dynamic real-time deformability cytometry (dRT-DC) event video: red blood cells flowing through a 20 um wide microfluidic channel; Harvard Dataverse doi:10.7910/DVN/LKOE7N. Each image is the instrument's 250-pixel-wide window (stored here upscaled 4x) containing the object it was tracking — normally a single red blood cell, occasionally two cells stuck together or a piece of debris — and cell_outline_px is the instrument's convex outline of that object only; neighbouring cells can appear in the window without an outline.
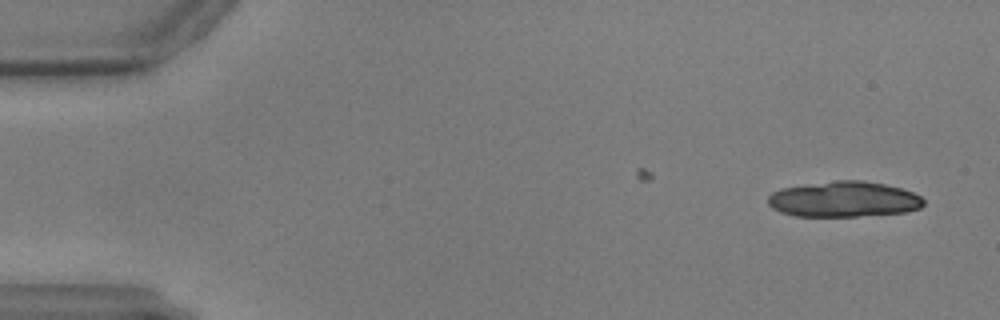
{"species": "common noctule bat (a hibernating species)", "species_latin": "Nyctalus noctula", "temperature_condition": "warm", "stored_images_in_passage": 26, "camera_frame_rate_fps": 3000, "um_per_image_px": 0.085, "animal": {"sex": "male", "body_mass_g": 17.9, "forearm_length_mm": 54.2}, "frame": {"image": 1, "passage_image": 2, "time_ms": 0.333, "image_size_px": [1000, 320], "cell_outline_px": [[924, 204], [920, 208], [908, 212], [856, 216], [796, 216], [780, 212], [772, 208], [768, 204], [768, 196], [772, 192], [780, 188], [836, 180], [864, 180], [884, 184], [900, 188], [912, 192], [920, 196], [924, 200]], "centroid_in_image_um": [71.72, 16.93], "position_along_channel_um": 13.3, "area_um2": 32.37}}